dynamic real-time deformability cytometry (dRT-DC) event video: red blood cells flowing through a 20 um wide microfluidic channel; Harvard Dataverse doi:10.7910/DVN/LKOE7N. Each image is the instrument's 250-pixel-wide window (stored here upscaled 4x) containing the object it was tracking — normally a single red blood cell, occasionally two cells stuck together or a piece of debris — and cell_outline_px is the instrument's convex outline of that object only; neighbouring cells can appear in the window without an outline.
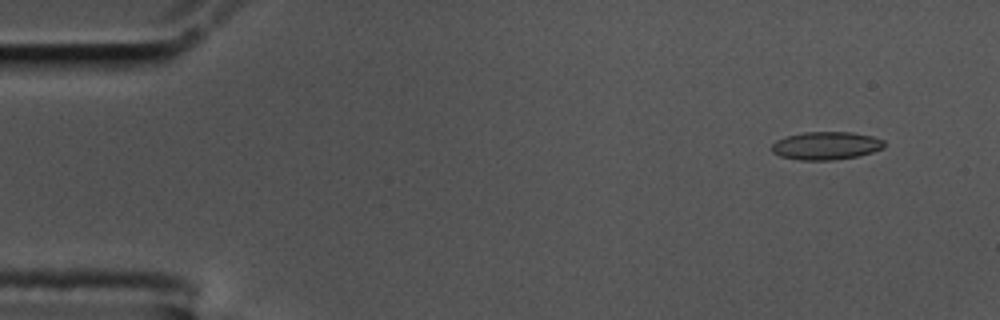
{"species": "common noctule bat (a hibernating species)", "species_latin": "Nyctalus noctula", "temperature_condition": "cold", "stored_images_in_passage": 58, "camera_frame_rate_fps": 3000, "um_per_image_px": 0.085, "animal": {"sex": "male", "body_mass_g": 17.5, "forearm_length_mm": 52.3}, "frame": {"image": 1, "passage_image": 5, "time_ms": 1.333, "image_size_px": [1000, 320], "cell_outline_px": [[884, 148], [872, 152], [856, 156], [832, 160], [800, 160], [780, 156], [772, 152], [772, 144], [776, 140], [784, 136], [804, 132], [852, 132], [872, 136], [884, 140]], "centroid_in_image_um": [70.2, 12.37], "position_along_channel_um": 14.8, "area_um2": 18.38}}
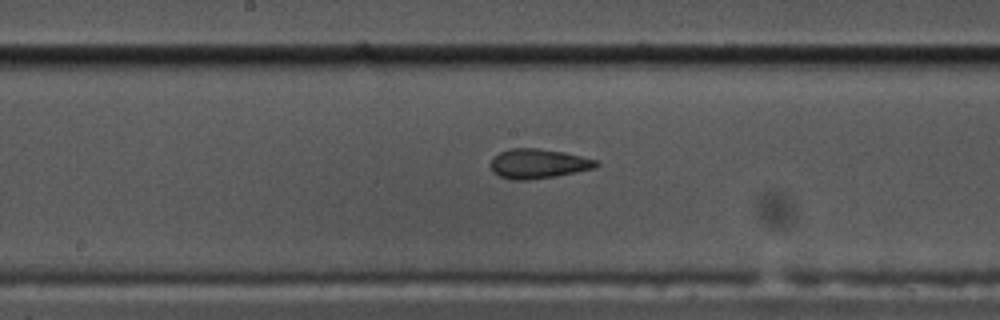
{"frame": {"image": 2, "passage_image": 30, "time_ms": 9.667, "image_size_px": [1000, 320], "cell_outline_px": [[600, 164], [596, 168], [556, 176], [528, 180], [512, 180], [500, 176], [492, 172], [488, 164], [500, 152], [512, 148], [536, 148], [564, 152], [600, 160]], "centroid_in_image_um": [45.78, 13.92], "position_along_channel_um": 202.4, "area_um2": 18.38}}
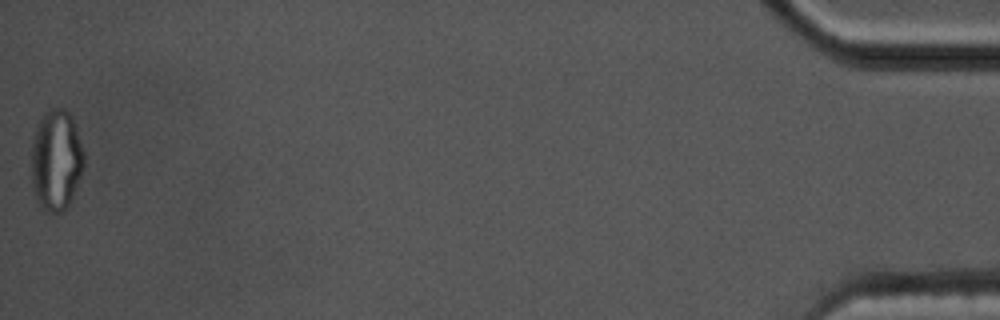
{"frame": {"image": 3, "passage_image": 58, "time_ms": 19.0, "image_size_px": [1000, 320], "cell_outline_px": [[84, 164], [80, 176], [72, 196], [68, 204], [60, 212], [44, 212], [36, 200], [32, 188], [32, 144], [36, 124], [44, 112], [48, 108], [64, 108], [72, 116], [84, 152]], "centroid_in_image_um": [4.75, 13.58], "position_along_channel_um": 430.4, "area_um2": 31.04}, "authors_computed_cell_mechanics": {"area_um2": 18.2937, "velocity_mm_per_s": 3.4813, "shape_relaxation_time_tau1_ms": null, "shape_relaxation_time_tau2_ms": 2.1647, "deformation_change_tau1": null, "deformation_change_tau2": 0.0855}}